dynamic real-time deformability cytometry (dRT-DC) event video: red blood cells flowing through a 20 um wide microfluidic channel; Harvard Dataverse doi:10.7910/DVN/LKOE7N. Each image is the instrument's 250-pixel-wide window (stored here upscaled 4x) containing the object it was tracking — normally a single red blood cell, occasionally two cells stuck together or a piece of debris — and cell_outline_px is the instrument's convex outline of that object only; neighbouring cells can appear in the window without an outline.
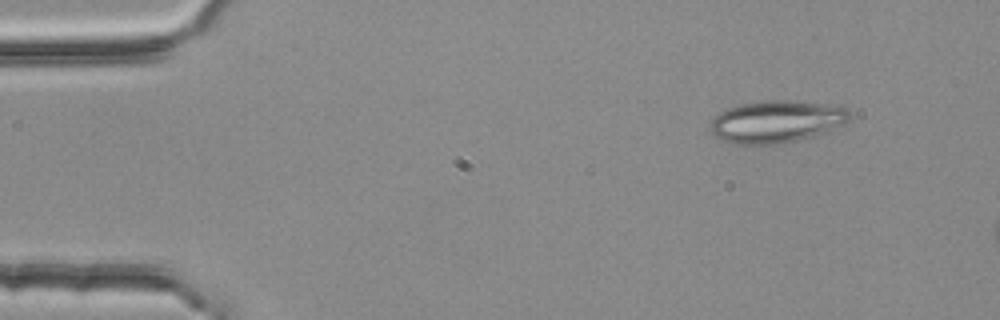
{"species": "common noctule bat (a hibernating species)", "species_latin": "Nyctalus noctula", "temperature_condition": "room temperature", "stored_images_in_passage": 2, "camera_frame_rate_fps": 3000, "um_per_image_px": 0.085, "animal": {"sex": "female", "body_mass_g": 25.1}, "frame": {"image": 1, "passage_image": 1, "time_ms": 0.0, "image_size_px": [1000, 320], "cell_outline_px": [[852, 116], [844, 124], [824, 132], [800, 140], [784, 144], [728, 144], [716, 136], [712, 132], [712, 120], [720, 112], [728, 108], [740, 104], [764, 100], [788, 100], [840, 104], [848, 108]], "centroid_in_image_um": [66.07, 10.32], "position_along_channel_um": 18.9, "area_um2": 34.74}}